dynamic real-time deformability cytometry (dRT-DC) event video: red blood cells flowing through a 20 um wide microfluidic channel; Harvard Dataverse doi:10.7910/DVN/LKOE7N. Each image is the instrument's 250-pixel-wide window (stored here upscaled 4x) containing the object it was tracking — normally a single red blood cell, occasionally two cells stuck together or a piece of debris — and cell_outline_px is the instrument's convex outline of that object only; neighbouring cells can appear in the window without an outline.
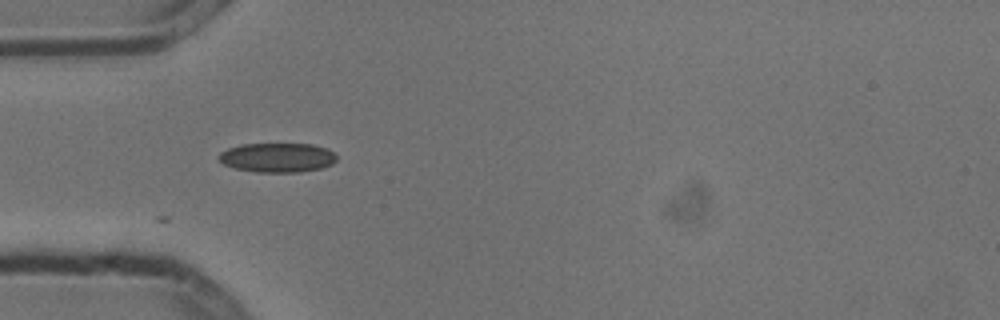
{"species": "common noctule bat (a hibernating species)", "species_latin": "Nyctalus noctula", "temperature_condition": "cold", "stored_images_in_passage": 2, "camera_frame_rate_fps": 3000, "um_per_image_px": 0.085, "animal": {"sex": "male", "body_mass_g": 13.3}, "frame": {"image": 1, "passage_image": 1, "time_ms": 0.0, "image_size_px": [1000, 320], "cell_outline_px": [[336, 160], [332, 164], [320, 168], [300, 172], [256, 172], [236, 168], [224, 164], [216, 156], [220, 152], [228, 148], [240, 144], [312, 144], [328, 148], [336, 156]], "centroid_in_image_um": [23.56, 13.39], "position_along_channel_um": 61.4, "area_um2": 20.17}}
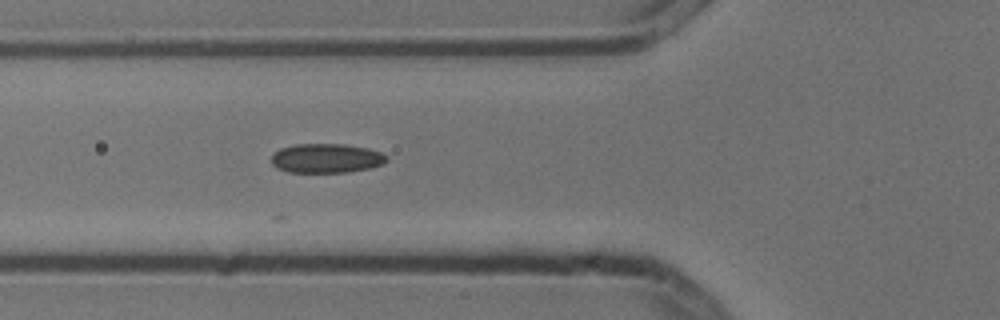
{"frame": {"image": 2, "passage_image": 2, "time_ms": 0.333, "image_size_px": [1000, 320], "cell_outline_px": [[388, 160], [384, 164], [372, 168], [348, 172], [288, 172], [276, 168], [272, 164], [272, 156], [280, 148], [296, 144], [344, 144], [368, 148], [380, 152], [388, 156]], "centroid_in_image_um": [27.77, 13.46], "position_along_channel_um": 98.0, "area_um2": 19.83}}